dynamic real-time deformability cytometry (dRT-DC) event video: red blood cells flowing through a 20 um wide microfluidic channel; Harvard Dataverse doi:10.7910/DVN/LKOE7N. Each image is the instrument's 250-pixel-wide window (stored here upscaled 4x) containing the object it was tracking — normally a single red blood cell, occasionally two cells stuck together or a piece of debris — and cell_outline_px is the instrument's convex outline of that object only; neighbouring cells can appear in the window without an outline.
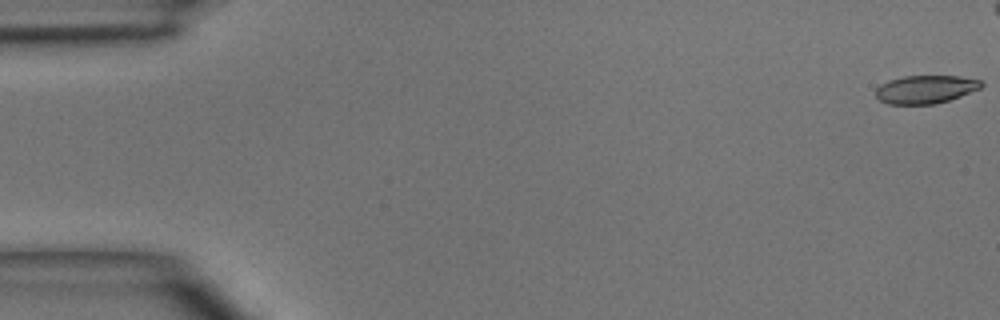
{"species": "common noctule bat (a hibernating species)", "species_latin": "Nyctalus noctula", "temperature_condition": "room temperature", "stored_images_in_passage": 6, "camera_frame_rate_fps": 3000, "um_per_image_px": 0.085, "animal": {"sex": "male", "body_mass_g": 15.6}, "frame": {"image": 1, "passage_image": 1, "time_ms": 0.0, "image_size_px": [1000, 320], "cell_outline_px": [[984, 84], [980, 88], [960, 96], [948, 100], [932, 104], [888, 104], [880, 100], [876, 96], [876, 88], [880, 84], [888, 80], [904, 76], [960, 76], [980, 80]], "centroid_in_image_um": [78.65, 7.58], "position_along_channel_um": 6.4, "area_um2": 17.22}}
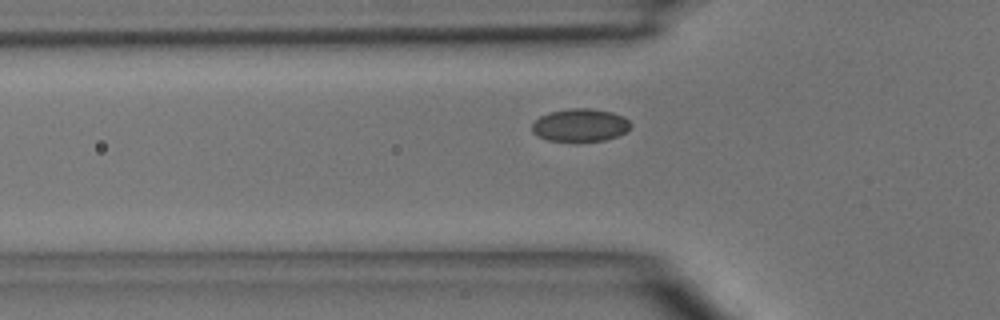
{"frame": {"image": 2, "passage_image": 6, "time_ms": 6.667, "image_size_px": [1000, 320], "cell_outline_px": [[632, 128], [616, 136], [604, 140], [576, 144], [548, 140], [532, 132], [532, 124], [540, 116], [552, 112], [568, 108], [592, 108], [612, 112], [624, 116], [632, 124]], "centroid_in_image_um": [49.34, 10.67], "position_along_channel_um": 76.5, "area_um2": 19.42}}